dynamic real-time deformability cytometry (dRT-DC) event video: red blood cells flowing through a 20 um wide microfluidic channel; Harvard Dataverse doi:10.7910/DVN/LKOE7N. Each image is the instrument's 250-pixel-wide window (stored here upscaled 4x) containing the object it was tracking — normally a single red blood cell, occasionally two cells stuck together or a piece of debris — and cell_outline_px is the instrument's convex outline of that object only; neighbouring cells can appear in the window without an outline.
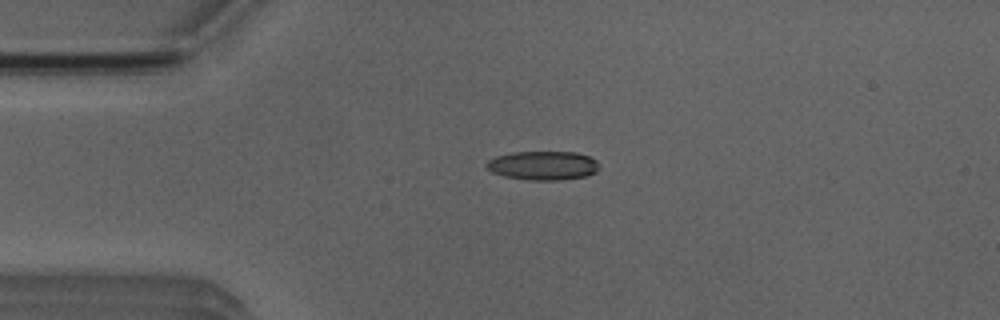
{"species": "Egyptian fruit bat (a non-hibernating species)", "species_latin": "Rousettus aegyptiacus", "temperature_condition": "room temperature", "stored_images_in_passage": 6, "camera_frame_rate_fps": 3000, "um_per_image_px": 0.085, "animal": {"sex": "male"}, "frame": {"image": 1, "passage_image": 3, "time_ms": 3.0, "image_size_px": [1000, 320], "cell_outline_px": [[600, 168], [596, 172], [588, 176], [560, 180], [528, 180], [504, 176], [492, 172], [484, 164], [488, 160], [496, 156], [512, 152], [576, 152], [588, 156], [596, 160]], "centroid_in_image_um": [46.17, 14.07], "position_along_channel_um": 38.8, "area_um2": 19.13}}